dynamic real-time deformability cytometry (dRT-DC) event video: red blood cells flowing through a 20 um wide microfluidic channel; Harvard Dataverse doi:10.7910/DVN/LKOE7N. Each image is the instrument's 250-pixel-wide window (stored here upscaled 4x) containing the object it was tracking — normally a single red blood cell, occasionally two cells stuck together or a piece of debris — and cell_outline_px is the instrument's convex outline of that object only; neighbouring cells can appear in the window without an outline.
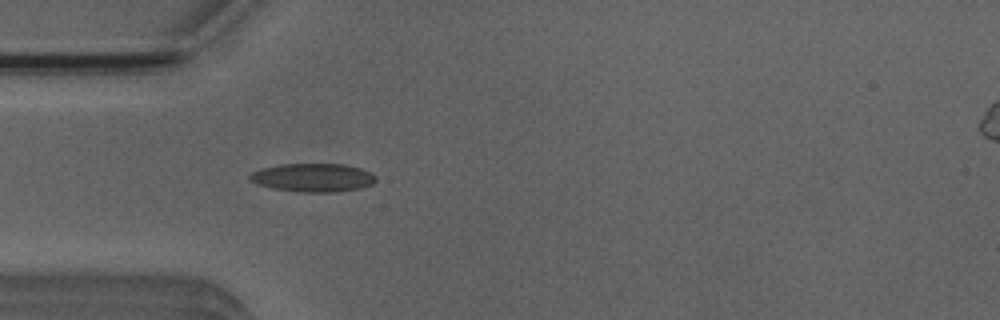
{"species": "Egyptian fruit bat (a non-hibernating species)", "species_latin": "Rousettus aegyptiacus", "temperature_condition": "room temperature", "stored_images_in_passage": 3, "camera_frame_rate_fps": 3000, "um_per_image_px": 0.085, "animal": {"sex": "male"}, "frame": {"image": 1, "passage_image": 3, "time_ms": 2.0, "image_size_px": [1000, 320], "cell_outline_px": [[376, 180], [372, 184], [360, 188], [336, 192], [296, 192], [272, 188], [256, 184], [248, 180], [248, 176], [252, 172], [264, 168], [280, 164], [344, 164], [360, 168], [372, 172], [376, 176]], "centroid_in_image_um": [26.6, 15.1], "position_along_channel_um": 58.4, "area_um2": 21.04}}